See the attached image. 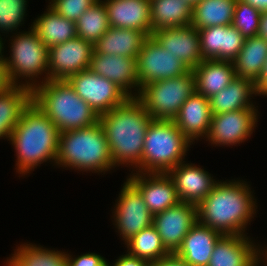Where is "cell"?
<instances>
[{"label":"cell","instance_id":"cell-26","mask_svg":"<svg viewBox=\"0 0 267 266\" xmlns=\"http://www.w3.org/2000/svg\"><path fill=\"white\" fill-rule=\"evenodd\" d=\"M32 101V89L12 85L0 93V139L9 140L23 110Z\"/></svg>","mask_w":267,"mask_h":266},{"label":"cell","instance_id":"cell-17","mask_svg":"<svg viewBox=\"0 0 267 266\" xmlns=\"http://www.w3.org/2000/svg\"><path fill=\"white\" fill-rule=\"evenodd\" d=\"M152 37L191 70L203 61L200 36L198 30L192 25L153 31Z\"/></svg>","mask_w":267,"mask_h":266},{"label":"cell","instance_id":"cell-12","mask_svg":"<svg viewBox=\"0 0 267 266\" xmlns=\"http://www.w3.org/2000/svg\"><path fill=\"white\" fill-rule=\"evenodd\" d=\"M258 109H242L212 115L205 139L216 146H235L248 140L257 126ZM256 125V126H255Z\"/></svg>","mask_w":267,"mask_h":266},{"label":"cell","instance_id":"cell-27","mask_svg":"<svg viewBox=\"0 0 267 266\" xmlns=\"http://www.w3.org/2000/svg\"><path fill=\"white\" fill-rule=\"evenodd\" d=\"M267 59V41L257 36L245 38L244 45L233 60L237 77L253 81L259 89V78Z\"/></svg>","mask_w":267,"mask_h":266},{"label":"cell","instance_id":"cell-15","mask_svg":"<svg viewBox=\"0 0 267 266\" xmlns=\"http://www.w3.org/2000/svg\"><path fill=\"white\" fill-rule=\"evenodd\" d=\"M142 194L154 216L180 202L173 179L168 173H133L127 178Z\"/></svg>","mask_w":267,"mask_h":266},{"label":"cell","instance_id":"cell-37","mask_svg":"<svg viewBox=\"0 0 267 266\" xmlns=\"http://www.w3.org/2000/svg\"><path fill=\"white\" fill-rule=\"evenodd\" d=\"M99 0H51L49 6L64 18L76 22Z\"/></svg>","mask_w":267,"mask_h":266},{"label":"cell","instance_id":"cell-5","mask_svg":"<svg viewBox=\"0 0 267 266\" xmlns=\"http://www.w3.org/2000/svg\"><path fill=\"white\" fill-rule=\"evenodd\" d=\"M55 164L92 173L113 170L115 167L101 124L59 133Z\"/></svg>","mask_w":267,"mask_h":266},{"label":"cell","instance_id":"cell-41","mask_svg":"<svg viewBox=\"0 0 267 266\" xmlns=\"http://www.w3.org/2000/svg\"><path fill=\"white\" fill-rule=\"evenodd\" d=\"M149 266H190L175 253H170L168 256L158 259L154 262H150Z\"/></svg>","mask_w":267,"mask_h":266},{"label":"cell","instance_id":"cell-11","mask_svg":"<svg viewBox=\"0 0 267 266\" xmlns=\"http://www.w3.org/2000/svg\"><path fill=\"white\" fill-rule=\"evenodd\" d=\"M114 225L126 243L146 227L152 225L153 215L140 191L127 179L115 201Z\"/></svg>","mask_w":267,"mask_h":266},{"label":"cell","instance_id":"cell-4","mask_svg":"<svg viewBox=\"0 0 267 266\" xmlns=\"http://www.w3.org/2000/svg\"><path fill=\"white\" fill-rule=\"evenodd\" d=\"M32 100L59 133L88 128L99 122V115L75 93L67 80L39 84L32 90Z\"/></svg>","mask_w":267,"mask_h":266},{"label":"cell","instance_id":"cell-23","mask_svg":"<svg viewBox=\"0 0 267 266\" xmlns=\"http://www.w3.org/2000/svg\"><path fill=\"white\" fill-rule=\"evenodd\" d=\"M192 72L195 92L206 98L226 88L237 77L233 61L203 60Z\"/></svg>","mask_w":267,"mask_h":266},{"label":"cell","instance_id":"cell-28","mask_svg":"<svg viewBox=\"0 0 267 266\" xmlns=\"http://www.w3.org/2000/svg\"><path fill=\"white\" fill-rule=\"evenodd\" d=\"M47 7V11L31 24L40 40L50 48L75 38L77 36L75 22L64 18L49 5Z\"/></svg>","mask_w":267,"mask_h":266},{"label":"cell","instance_id":"cell-16","mask_svg":"<svg viewBox=\"0 0 267 266\" xmlns=\"http://www.w3.org/2000/svg\"><path fill=\"white\" fill-rule=\"evenodd\" d=\"M89 69L92 72L112 81L129 98H136L139 93L140 84L137 77V65L135 58L96 54L93 51ZM132 88H134L133 91Z\"/></svg>","mask_w":267,"mask_h":266},{"label":"cell","instance_id":"cell-8","mask_svg":"<svg viewBox=\"0 0 267 266\" xmlns=\"http://www.w3.org/2000/svg\"><path fill=\"white\" fill-rule=\"evenodd\" d=\"M195 92L192 70L185 75L151 82L140 88L136 99L152 119L174 120L186 99Z\"/></svg>","mask_w":267,"mask_h":266},{"label":"cell","instance_id":"cell-38","mask_svg":"<svg viewBox=\"0 0 267 266\" xmlns=\"http://www.w3.org/2000/svg\"><path fill=\"white\" fill-rule=\"evenodd\" d=\"M245 42V37L231 24L223 26L222 60L233 61Z\"/></svg>","mask_w":267,"mask_h":266},{"label":"cell","instance_id":"cell-42","mask_svg":"<svg viewBox=\"0 0 267 266\" xmlns=\"http://www.w3.org/2000/svg\"><path fill=\"white\" fill-rule=\"evenodd\" d=\"M12 84L9 81L5 62H0V93L7 90Z\"/></svg>","mask_w":267,"mask_h":266},{"label":"cell","instance_id":"cell-43","mask_svg":"<svg viewBox=\"0 0 267 266\" xmlns=\"http://www.w3.org/2000/svg\"><path fill=\"white\" fill-rule=\"evenodd\" d=\"M258 36L264 38L267 41V11L261 12Z\"/></svg>","mask_w":267,"mask_h":266},{"label":"cell","instance_id":"cell-36","mask_svg":"<svg viewBox=\"0 0 267 266\" xmlns=\"http://www.w3.org/2000/svg\"><path fill=\"white\" fill-rule=\"evenodd\" d=\"M203 60H222L223 26L198 30Z\"/></svg>","mask_w":267,"mask_h":266},{"label":"cell","instance_id":"cell-32","mask_svg":"<svg viewBox=\"0 0 267 266\" xmlns=\"http://www.w3.org/2000/svg\"><path fill=\"white\" fill-rule=\"evenodd\" d=\"M125 245L130 255L144 259L149 263L170 254L153 225L141 230L127 241Z\"/></svg>","mask_w":267,"mask_h":266},{"label":"cell","instance_id":"cell-29","mask_svg":"<svg viewBox=\"0 0 267 266\" xmlns=\"http://www.w3.org/2000/svg\"><path fill=\"white\" fill-rule=\"evenodd\" d=\"M151 32L191 25L192 6L183 0H150Z\"/></svg>","mask_w":267,"mask_h":266},{"label":"cell","instance_id":"cell-20","mask_svg":"<svg viewBox=\"0 0 267 266\" xmlns=\"http://www.w3.org/2000/svg\"><path fill=\"white\" fill-rule=\"evenodd\" d=\"M111 27L135 29L147 37L151 32L150 0H104Z\"/></svg>","mask_w":267,"mask_h":266},{"label":"cell","instance_id":"cell-10","mask_svg":"<svg viewBox=\"0 0 267 266\" xmlns=\"http://www.w3.org/2000/svg\"><path fill=\"white\" fill-rule=\"evenodd\" d=\"M67 81L99 116L122 105L129 98L112 81L90 69L75 73Z\"/></svg>","mask_w":267,"mask_h":266},{"label":"cell","instance_id":"cell-2","mask_svg":"<svg viewBox=\"0 0 267 266\" xmlns=\"http://www.w3.org/2000/svg\"><path fill=\"white\" fill-rule=\"evenodd\" d=\"M151 120L136 98H128L122 105L99 116L114 167L125 164L138 170L145 133Z\"/></svg>","mask_w":267,"mask_h":266},{"label":"cell","instance_id":"cell-30","mask_svg":"<svg viewBox=\"0 0 267 266\" xmlns=\"http://www.w3.org/2000/svg\"><path fill=\"white\" fill-rule=\"evenodd\" d=\"M237 0H200L192 7L191 25L197 30L233 23Z\"/></svg>","mask_w":267,"mask_h":266},{"label":"cell","instance_id":"cell-21","mask_svg":"<svg viewBox=\"0 0 267 266\" xmlns=\"http://www.w3.org/2000/svg\"><path fill=\"white\" fill-rule=\"evenodd\" d=\"M211 120L209 98L194 92L186 99L173 121L193 144L200 137L207 136Z\"/></svg>","mask_w":267,"mask_h":266},{"label":"cell","instance_id":"cell-33","mask_svg":"<svg viewBox=\"0 0 267 266\" xmlns=\"http://www.w3.org/2000/svg\"><path fill=\"white\" fill-rule=\"evenodd\" d=\"M75 24L77 36L94 45L110 27L102 0L88 8Z\"/></svg>","mask_w":267,"mask_h":266},{"label":"cell","instance_id":"cell-46","mask_svg":"<svg viewBox=\"0 0 267 266\" xmlns=\"http://www.w3.org/2000/svg\"><path fill=\"white\" fill-rule=\"evenodd\" d=\"M265 248V249H264ZM263 249V250H262ZM265 253H264V252ZM264 257V259H263V257ZM260 260L262 261V262H264V260H265V262L264 263H266V265L265 266H267V246L266 247H262V248H260Z\"/></svg>","mask_w":267,"mask_h":266},{"label":"cell","instance_id":"cell-34","mask_svg":"<svg viewBox=\"0 0 267 266\" xmlns=\"http://www.w3.org/2000/svg\"><path fill=\"white\" fill-rule=\"evenodd\" d=\"M261 12L242 0H237L232 25L245 37L258 35Z\"/></svg>","mask_w":267,"mask_h":266},{"label":"cell","instance_id":"cell-40","mask_svg":"<svg viewBox=\"0 0 267 266\" xmlns=\"http://www.w3.org/2000/svg\"><path fill=\"white\" fill-rule=\"evenodd\" d=\"M150 263L144 259L132 256L126 252L121 255L113 265L110 266H149Z\"/></svg>","mask_w":267,"mask_h":266},{"label":"cell","instance_id":"cell-44","mask_svg":"<svg viewBox=\"0 0 267 266\" xmlns=\"http://www.w3.org/2000/svg\"><path fill=\"white\" fill-rule=\"evenodd\" d=\"M258 96H267V69H263L259 78Z\"/></svg>","mask_w":267,"mask_h":266},{"label":"cell","instance_id":"cell-14","mask_svg":"<svg viewBox=\"0 0 267 266\" xmlns=\"http://www.w3.org/2000/svg\"><path fill=\"white\" fill-rule=\"evenodd\" d=\"M198 222L197 206L179 202L153 216L152 225L161 237V241L170 253H175L184 237Z\"/></svg>","mask_w":267,"mask_h":266},{"label":"cell","instance_id":"cell-25","mask_svg":"<svg viewBox=\"0 0 267 266\" xmlns=\"http://www.w3.org/2000/svg\"><path fill=\"white\" fill-rule=\"evenodd\" d=\"M147 36L135 29L109 27L93 45L96 54H107L137 59Z\"/></svg>","mask_w":267,"mask_h":266},{"label":"cell","instance_id":"cell-6","mask_svg":"<svg viewBox=\"0 0 267 266\" xmlns=\"http://www.w3.org/2000/svg\"><path fill=\"white\" fill-rule=\"evenodd\" d=\"M191 141L173 120L152 119L145 133L139 173H168L184 162Z\"/></svg>","mask_w":267,"mask_h":266},{"label":"cell","instance_id":"cell-35","mask_svg":"<svg viewBox=\"0 0 267 266\" xmlns=\"http://www.w3.org/2000/svg\"><path fill=\"white\" fill-rule=\"evenodd\" d=\"M26 5L27 0H0V32L19 30L27 15Z\"/></svg>","mask_w":267,"mask_h":266},{"label":"cell","instance_id":"cell-18","mask_svg":"<svg viewBox=\"0 0 267 266\" xmlns=\"http://www.w3.org/2000/svg\"><path fill=\"white\" fill-rule=\"evenodd\" d=\"M185 162L172 168L168 175L174 181L180 202L197 206L212 191L218 180L202 167Z\"/></svg>","mask_w":267,"mask_h":266},{"label":"cell","instance_id":"cell-47","mask_svg":"<svg viewBox=\"0 0 267 266\" xmlns=\"http://www.w3.org/2000/svg\"><path fill=\"white\" fill-rule=\"evenodd\" d=\"M3 46H4L3 39L1 38V35H0V62H5V57L4 55H2L3 54L2 51H4Z\"/></svg>","mask_w":267,"mask_h":266},{"label":"cell","instance_id":"cell-49","mask_svg":"<svg viewBox=\"0 0 267 266\" xmlns=\"http://www.w3.org/2000/svg\"><path fill=\"white\" fill-rule=\"evenodd\" d=\"M263 69H267V59H266V61H265V64H264Z\"/></svg>","mask_w":267,"mask_h":266},{"label":"cell","instance_id":"cell-3","mask_svg":"<svg viewBox=\"0 0 267 266\" xmlns=\"http://www.w3.org/2000/svg\"><path fill=\"white\" fill-rule=\"evenodd\" d=\"M58 137L57 127L32 100L9 138L17 156L16 172L25 176L48 160L56 165Z\"/></svg>","mask_w":267,"mask_h":266},{"label":"cell","instance_id":"cell-1","mask_svg":"<svg viewBox=\"0 0 267 266\" xmlns=\"http://www.w3.org/2000/svg\"><path fill=\"white\" fill-rule=\"evenodd\" d=\"M245 182L218 180L197 205L198 222L222 235H246L245 229L256 214L257 201Z\"/></svg>","mask_w":267,"mask_h":266},{"label":"cell","instance_id":"cell-22","mask_svg":"<svg viewBox=\"0 0 267 266\" xmlns=\"http://www.w3.org/2000/svg\"><path fill=\"white\" fill-rule=\"evenodd\" d=\"M222 236L220 232L197 222L175 254L190 266H207L215 244Z\"/></svg>","mask_w":267,"mask_h":266},{"label":"cell","instance_id":"cell-45","mask_svg":"<svg viewBox=\"0 0 267 266\" xmlns=\"http://www.w3.org/2000/svg\"><path fill=\"white\" fill-rule=\"evenodd\" d=\"M242 1L255 7L260 12L267 11V0H242Z\"/></svg>","mask_w":267,"mask_h":266},{"label":"cell","instance_id":"cell-39","mask_svg":"<svg viewBox=\"0 0 267 266\" xmlns=\"http://www.w3.org/2000/svg\"><path fill=\"white\" fill-rule=\"evenodd\" d=\"M68 266H104L107 261L104 257L96 253H85L73 258L67 254Z\"/></svg>","mask_w":267,"mask_h":266},{"label":"cell","instance_id":"cell-24","mask_svg":"<svg viewBox=\"0 0 267 266\" xmlns=\"http://www.w3.org/2000/svg\"><path fill=\"white\" fill-rule=\"evenodd\" d=\"M253 95L258 96L256 84L249 79L236 77L226 88L209 98L211 113L216 115L242 109H257L251 101Z\"/></svg>","mask_w":267,"mask_h":266},{"label":"cell","instance_id":"cell-31","mask_svg":"<svg viewBox=\"0 0 267 266\" xmlns=\"http://www.w3.org/2000/svg\"><path fill=\"white\" fill-rule=\"evenodd\" d=\"M17 247L4 266H68L66 252L50 250L32 243Z\"/></svg>","mask_w":267,"mask_h":266},{"label":"cell","instance_id":"cell-9","mask_svg":"<svg viewBox=\"0 0 267 266\" xmlns=\"http://www.w3.org/2000/svg\"><path fill=\"white\" fill-rule=\"evenodd\" d=\"M136 65L140 88L157 80L185 75L191 70L178 57L161 47L152 36L142 43Z\"/></svg>","mask_w":267,"mask_h":266},{"label":"cell","instance_id":"cell-48","mask_svg":"<svg viewBox=\"0 0 267 266\" xmlns=\"http://www.w3.org/2000/svg\"><path fill=\"white\" fill-rule=\"evenodd\" d=\"M186 3H188L189 5H191L192 7L200 0H183Z\"/></svg>","mask_w":267,"mask_h":266},{"label":"cell","instance_id":"cell-7","mask_svg":"<svg viewBox=\"0 0 267 266\" xmlns=\"http://www.w3.org/2000/svg\"><path fill=\"white\" fill-rule=\"evenodd\" d=\"M12 34L16 36L13 35L12 39H9L11 53L9 57H5L7 76L12 85H23L33 90L39 84L48 81L49 48L32 27L29 31ZM43 73L46 75L39 82L37 79ZM19 79H24L25 82L21 83Z\"/></svg>","mask_w":267,"mask_h":266},{"label":"cell","instance_id":"cell-19","mask_svg":"<svg viewBox=\"0 0 267 266\" xmlns=\"http://www.w3.org/2000/svg\"><path fill=\"white\" fill-rule=\"evenodd\" d=\"M247 235H223L215 244L207 266H256L260 247Z\"/></svg>","mask_w":267,"mask_h":266},{"label":"cell","instance_id":"cell-13","mask_svg":"<svg viewBox=\"0 0 267 266\" xmlns=\"http://www.w3.org/2000/svg\"><path fill=\"white\" fill-rule=\"evenodd\" d=\"M93 51V44L78 36L50 47L48 80H67L89 69Z\"/></svg>","mask_w":267,"mask_h":266}]
</instances>
